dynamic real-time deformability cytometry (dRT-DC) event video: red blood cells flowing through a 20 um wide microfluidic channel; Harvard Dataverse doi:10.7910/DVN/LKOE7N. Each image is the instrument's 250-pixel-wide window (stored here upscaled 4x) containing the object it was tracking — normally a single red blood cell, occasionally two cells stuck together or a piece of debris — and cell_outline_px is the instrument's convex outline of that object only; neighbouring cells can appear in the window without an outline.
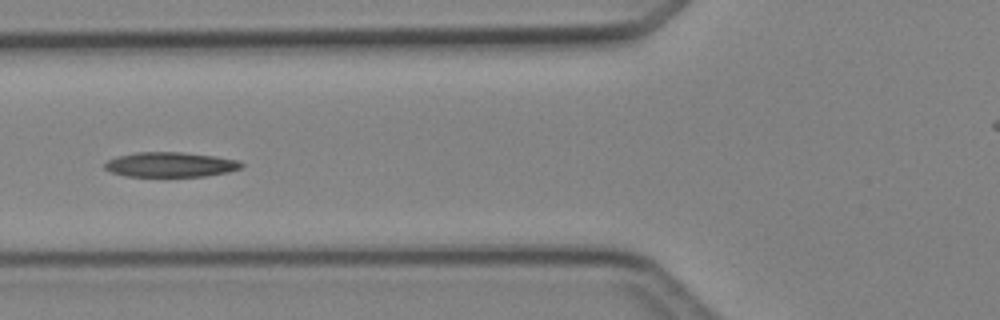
{"species": "Egyptian fruit bat (a non-hibernating species)", "species_latin": "Rousettus aegyptiacus", "temperature_condition": "cold", "stored_images_in_passage": 7, "camera_frame_rate_fps": 3000, "um_per_image_px": 0.085, "animal": {"sex": "female"}, "frame": {"image": 1, "passage_image": 7, "time_ms": 7.0, "image_size_px": [1000, 320], "cell_outline_px": [[244, 168], [228, 172], [204, 176], [124, 176], [112, 172], [104, 168], [104, 164], [108, 160], [116, 156], [136, 152], [184, 152], [216, 156], [240, 160], [244, 164]], "centroid_in_image_um": [14.53, 13.98], "position_along_channel_um": 111.3, "area_um2": 20.0}}